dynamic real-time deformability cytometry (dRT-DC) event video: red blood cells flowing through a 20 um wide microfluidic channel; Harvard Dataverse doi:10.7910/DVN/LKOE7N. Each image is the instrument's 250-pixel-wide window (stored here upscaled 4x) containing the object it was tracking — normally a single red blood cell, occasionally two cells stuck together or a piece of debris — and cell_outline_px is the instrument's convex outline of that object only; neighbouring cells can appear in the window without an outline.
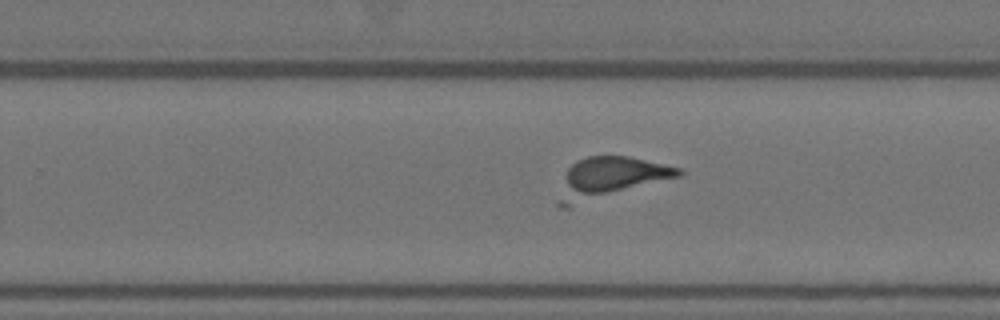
{"species": "Egyptian fruit bat (a non-hibernating species)", "species_latin": "Rousettus aegyptiacus", "temperature_condition": "warm", "stored_images_in_passage": 49, "camera_frame_rate_fps": 3000, "um_per_image_px": 0.085, "animal": {"sex": "female"}, "frame": {"image": 1, "passage_image": 31, "time_ms": 10.0, "image_size_px": [1000, 320], "cell_outline_px": [[684, 172], [680, 176], [568, 208], [560, 208], [556, 204], [556, 200], [564, 176], [568, 168], [576, 160], [588, 156], [628, 156], [680, 168]], "centroid_in_image_um": [51.79, 15.14], "position_along_channel_um": 278.0, "area_um2": 28.5}}
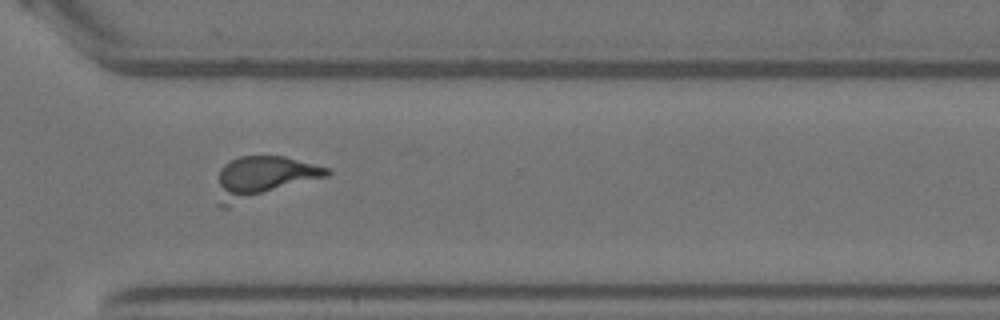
{"frame": {"image": 2, "passage_image": 37, "time_ms": 12.0, "image_size_px": [1000, 320], "cell_outline_px": [[332, 172], [328, 176], [228, 208], [220, 208], [216, 204], [220, 168], [224, 164], [240, 156], [284, 156], [328, 168]], "centroid_in_image_um": [22.34, 15.11], "position_along_channel_um": 348.3, "area_um2": 27.05}}
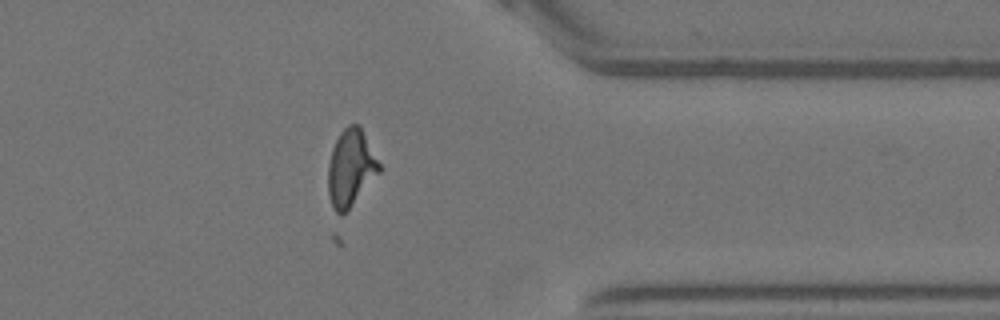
{"frame": {"image": 3, "passage_image": 41, "time_ms": 13.333, "image_size_px": [1000, 320], "cell_outline_px": [[380, 172], [348, 208], [340, 216], [336, 212], [328, 196], [328, 164], [332, 148], [340, 132], [348, 124], [360, 124], [380, 164]], "centroid_in_image_um": [29.8, 14.23], "position_along_channel_um": 381.6, "area_um2": 22.6}}